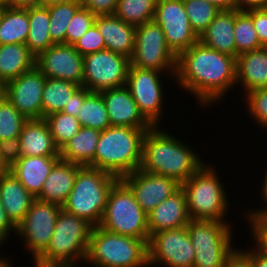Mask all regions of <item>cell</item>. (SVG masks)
Wrapping results in <instances>:
<instances>
[{"mask_svg":"<svg viewBox=\"0 0 267 267\" xmlns=\"http://www.w3.org/2000/svg\"><path fill=\"white\" fill-rule=\"evenodd\" d=\"M99 226L108 232L142 239L147 244L150 238L147 214L121 179L109 191Z\"/></svg>","mask_w":267,"mask_h":267,"instance_id":"ba28073f","label":"cell"},{"mask_svg":"<svg viewBox=\"0 0 267 267\" xmlns=\"http://www.w3.org/2000/svg\"><path fill=\"white\" fill-rule=\"evenodd\" d=\"M251 260L254 267H267V255L258 253L254 248L242 250Z\"/></svg>","mask_w":267,"mask_h":267,"instance_id":"db71d44e","label":"cell"},{"mask_svg":"<svg viewBox=\"0 0 267 267\" xmlns=\"http://www.w3.org/2000/svg\"><path fill=\"white\" fill-rule=\"evenodd\" d=\"M36 57L25 44L0 45V79L5 83L35 67Z\"/></svg>","mask_w":267,"mask_h":267,"instance_id":"f1b7e54d","label":"cell"},{"mask_svg":"<svg viewBox=\"0 0 267 267\" xmlns=\"http://www.w3.org/2000/svg\"><path fill=\"white\" fill-rule=\"evenodd\" d=\"M61 209L58 204L35 198L24 219L16 227L15 236L25 244L24 250L31 254L33 261L49 246Z\"/></svg>","mask_w":267,"mask_h":267,"instance_id":"30bf717a","label":"cell"},{"mask_svg":"<svg viewBox=\"0 0 267 267\" xmlns=\"http://www.w3.org/2000/svg\"><path fill=\"white\" fill-rule=\"evenodd\" d=\"M82 166L60 159L44 181L36 199L58 204L62 207L71 192L78 170Z\"/></svg>","mask_w":267,"mask_h":267,"instance_id":"603a6c76","label":"cell"},{"mask_svg":"<svg viewBox=\"0 0 267 267\" xmlns=\"http://www.w3.org/2000/svg\"><path fill=\"white\" fill-rule=\"evenodd\" d=\"M132 66L165 72L175 80L177 56L167 46L165 34L154 21L136 27L135 49L130 58ZM174 78V79H173Z\"/></svg>","mask_w":267,"mask_h":267,"instance_id":"9c48e42d","label":"cell"},{"mask_svg":"<svg viewBox=\"0 0 267 267\" xmlns=\"http://www.w3.org/2000/svg\"><path fill=\"white\" fill-rule=\"evenodd\" d=\"M130 59L112 52L102 50L83 56V87L90 92L126 85Z\"/></svg>","mask_w":267,"mask_h":267,"instance_id":"8fae6325","label":"cell"},{"mask_svg":"<svg viewBox=\"0 0 267 267\" xmlns=\"http://www.w3.org/2000/svg\"><path fill=\"white\" fill-rule=\"evenodd\" d=\"M242 95L267 87V47L246 52L236 58V86Z\"/></svg>","mask_w":267,"mask_h":267,"instance_id":"7402d4cb","label":"cell"},{"mask_svg":"<svg viewBox=\"0 0 267 267\" xmlns=\"http://www.w3.org/2000/svg\"><path fill=\"white\" fill-rule=\"evenodd\" d=\"M2 12H3V8L0 7V16H1Z\"/></svg>","mask_w":267,"mask_h":267,"instance_id":"be15d7a7","label":"cell"},{"mask_svg":"<svg viewBox=\"0 0 267 267\" xmlns=\"http://www.w3.org/2000/svg\"><path fill=\"white\" fill-rule=\"evenodd\" d=\"M89 93L90 91L86 87L80 86L73 93L68 104H65L62 112L77 118V116L79 115L80 106H82L85 97Z\"/></svg>","mask_w":267,"mask_h":267,"instance_id":"c3c4849f","label":"cell"},{"mask_svg":"<svg viewBox=\"0 0 267 267\" xmlns=\"http://www.w3.org/2000/svg\"><path fill=\"white\" fill-rule=\"evenodd\" d=\"M111 126L152 128L153 125L140 112L126 85L100 91Z\"/></svg>","mask_w":267,"mask_h":267,"instance_id":"ac0fdd59","label":"cell"},{"mask_svg":"<svg viewBox=\"0 0 267 267\" xmlns=\"http://www.w3.org/2000/svg\"><path fill=\"white\" fill-rule=\"evenodd\" d=\"M206 163L181 184L189 216L191 220L229 222L225 218L229 216V196L216 166Z\"/></svg>","mask_w":267,"mask_h":267,"instance_id":"5b68a950","label":"cell"},{"mask_svg":"<svg viewBox=\"0 0 267 267\" xmlns=\"http://www.w3.org/2000/svg\"><path fill=\"white\" fill-rule=\"evenodd\" d=\"M234 36L237 57L243 53L262 48L252 22V9L235 15Z\"/></svg>","mask_w":267,"mask_h":267,"instance_id":"d590c367","label":"cell"},{"mask_svg":"<svg viewBox=\"0 0 267 267\" xmlns=\"http://www.w3.org/2000/svg\"><path fill=\"white\" fill-rule=\"evenodd\" d=\"M35 66L46 78L83 84V56L72 45L54 44L36 57Z\"/></svg>","mask_w":267,"mask_h":267,"instance_id":"e0dca14e","label":"cell"},{"mask_svg":"<svg viewBox=\"0 0 267 267\" xmlns=\"http://www.w3.org/2000/svg\"><path fill=\"white\" fill-rule=\"evenodd\" d=\"M221 10L235 9V0H204Z\"/></svg>","mask_w":267,"mask_h":267,"instance_id":"9f6ffc18","label":"cell"},{"mask_svg":"<svg viewBox=\"0 0 267 267\" xmlns=\"http://www.w3.org/2000/svg\"><path fill=\"white\" fill-rule=\"evenodd\" d=\"M60 159V156H21L10 171L36 198L42 191L44 181Z\"/></svg>","mask_w":267,"mask_h":267,"instance_id":"44dd1931","label":"cell"},{"mask_svg":"<svg viewBox=\"0 0 267 267\" xmlns=\"http://www.w3.org/2000/svg\"><path fill=\"white\" fill-rule=\"evenodd\" d=\"M29 33L25 45L37 57L55 43L50 37V15L48 7L28 8Z\"/></svg>","mask_w":267,"mask_h":267,"instance_id":"f546056e","label":"cell"},{"mask_svg":"<svg viewBox=\"0 0 267 267\" xmlns=\"http://www.w3.org/2000/svg\"><path fill=\"white\" fill-rule=\"evenodd\" d=\"M118 179L104 170L82 166L62 209L86 220L93 227L99 226L109 191Z\"/></svg>","mask_w":267,"mask_h":267,"instance_id":"8992f818","label":"cell"},{"mask_svg":"<svg viewBox=\"0 0 267 267\" xmlns=\"http://www.w3.org/2000/svg\"><path fill=\"white\" fill-rule=\"evenodd\" d=\"M10 6V0H0V7L6 8Z\"/></svg>","mask_w":267,"mask_h":267,"instance_id":"6125c7cd","label":"cell"},{"mask_svg":"<svg viewBox=\"0 0 267 267\" xmlns=\"http://www.w3.org/2000/svg\"><path fill=\"white\" fill-rule=\"evenodd\" d=\"M1 250V249H0ZM12 258H9L8 256H0V267H13L12 261L10 260Z\"/></svg>","mask_w":267,"mask_h":267,"instance_id":"91938a15","label":"cell"},{"mask_svg":"<svg viewBox=\"0 0 267 267\" xmlns=\"http://www.w3.org/2000/svg\"><path fill=\"white\" fill-rule=\"evenodd\" d=\"M6 98V83L0 79V104Z\"/></svg>","mask_w":267,"mask_h":267,"instance_id":"94428289","label":"cell"},{"mask_svg":"<svg viewBox=\"0 0 267 267\" xmlns=\"http://www.w3.org/2000/svg\"><path fill=\"white\" fill-rule=\"evenodd\" d=\"M96 15L81 6L66 30V44L74 45L94 25Z\"/></svg>","mask_w":267,"mask_h":267,"instance_id":"7bdbcfd3","label":"cell"},{"mask_svg":"<svg viewBox=\"0 0 267 267\" xmlns=\"http://www.w3.org/2000/svg\"><path fill=\"white\" fill-rule=\"evenodd\" d=\"M93 226L61 209L47 249L33 267H76L85 264ZM76 264V265H75Z\"/></svg>","mask_w":267,"mask_h":267,"instance_id":"277c9868","label":"cell"},{"mask_svg":"<svg viewBox=\"0 0 267 267\" xmlns=\"http://www.w3.org/2000/svg\"><path fill=\"white\" fill-rule=\"evenodd\" d=\"M252 22L262 47H267V8L252 9Z\"/></svg>","mask_w":267,"mask_h":267,"instance_id":"7dc6e473","label":"cell"},{"mask_svg":"<svg viewBox=\"0 0 267 267\" xmlns=\"http://www.w3.org/2000/svg\"><path fill=\"white\" fill-rule=\"evenodd\" d=\"M266 169V171H265V174H263L264 175V177L262 178L263 180L261 181V183H262V186H260L261 187V189H260V197H261V199H262V202H264V203H261V201H260V204H262V206L261 207H258V208H253L252 210H251V208L248 210V208H247V213H261V214H267V167L265 168Z\"/></svg>","mask_w":267,"mask_h":267,"instance_id":"f5cc1de1","label":"cell"},{"mask_svg":"<svg viewBox=\"0 0 267 267\" xmlns=\"http://www.w3.org/2000/svg\"><path fill=\"white\" fill-rule=\"evenodd\" d=\"M164 126H153L143 138L142 163L139 169L184 183L204 163L194 148L173 136ZM163 129V130H162Z\"/></svg>","mask_w":267,"mask_h":267,"instance_id":"7a4b0ae2","label":"cell"},{"mask_svg":"<svg viewBox=\"0 0 267 267\" xmlns=\"http://www.w3.org/2000/svg\"><path fill=\"white\" fill-rule=\"evenodd\" d=\"M44 120L59 150L82 128L77 118L62 111L51 113L44 117Z\"/></svg>","mask_w":267,"mask_h":267,"instance_id":"8d00e7d4","label":"cell"},{"mask_svg":"<svg viewBox=\"0 0 267 267\" xmlns=\"http://www.w3.org/2000/svg\"><path fill=\"white\" fill-rule=\"evenodd\" d=\"M260 8H267V0H235V9L238 11Z\"/></svg>","mask_w":267,"mask_h":267,"instance_id":"816d5d0a","label":"cell"},{"mask_svg":"<svg viewBox=\"0 0 267 267\" xmlns=\"http://www.w3.org/2000/svg\"><path fill=\"white\" fill-rule=\"evenodd\" d=\"M10 6L22 9L40 7L41 0H10Z\"/></svg>","mask_w":267,"mask_h":267,"instance_id":"11a10c76","label":"cell"},{"mask_svg":"<svg viewBox=\"0 0 267 267\" xmlns=\"http://www.w3.org/2000/svg\"><path fill=\"white\" fill-rule=\"evenodd\" d=\"M148 231L152 236L157 232L178 229L191 221L188 213L186 195L180 187L169 198L156 206L147 214Z\"/></svg>","mask_w":267,"mask_h":267,"instance_id":"d6986e66","label":"cell"},{"mask_svg":"<svg viewBox=\"0 0 267 267\" xmlns=\"http://www.w3.org/2000/svg\"><path fill=\"white\" fill-rule=\"evenodd\" d=\"M34 199L11 171L0 178V200L15 227L22 222Z\"/></svg>","mask_w":267,"mask_h":267,"instance_id":"d4e9b609","label":"cell"},{"mask_svg":"<svg viewBox=\"0 0 267 267\" xmlns=\"http://www.w3.org/2000/svg\"><path fill=\"white\" fill-rule=\"evenodd\" d=\"M94 24L104 38L105 47L114 53L131 58L135 49L136 27L115 15H98Z\"/></svg>","mask_w":267,"mask_h":267,"instance_id":"ffe728a7","label":"cell"},{"mask_svg":"<svg viewBox=\"0 0 267 267\" xmlns=\"http://www.w3.org/2000/svg\"><path fill=\"white\" fill-rule=\"evenodd\" d=\"M148 267H193L195 250L187 227L165 230L150 236Z\"/></svg>","mask_w":267,"mask_h":267,"instance_id":"4fadbf2b","label":"cell"},{"mask_svg":"<svg viewBox=\"0 0 267 267\" xmlns=\"http://www.w3.org/2000/svg\"><path fill=\"white\" fill-rule=\"evenodd\" d=\"M151 128L110 126L101 131L94 157V168L119 179L133 173L142 163L143 138Z\"/></svg>","mask_w":267,"mask_h":267,"instance_id":"3957f363","label":"cell"},{"mask_svg":"<svg viewBox=\"0 0 267 267\" xmlns=\"http://www.w3.org/2000/svg\"><path fill=\"white\" fill-rule=\"evenodd\" d=\"M118 0H81L82 6L94 15H114Z\"/></svg>","mask_w":267,"mask_h":267,"instance_id":"bcb514c9","label":"cell"},{"mask_svg":"<svg viewBox=\"0 0 267 267\" xmlns=\"http://www.w3.org/2000/svg\"><path fill=\"white\" fill-rule=\"evenodd\" d=\"M0 156L11 168L22 156L19 137L0 141Z\"/></svg>","mask_w":267,"mask_h":267,"instance_id":"f6af8a7d","label":"cell"},{"mask_svg":"<svg viewBox=\"0 0 267 267\" xmlns=\"http://www.w3.org/2000/svg\"><path fill=\"white\" fill-rule=\"evenodd\" d=\"M241 101H245L246 110L252 120L263 129V133L267 131V87L252 90L244 95Z\"/></svg>","mask_w":267,"mask_h":267,"instance_id":"ab89813d","label":"cell"},{"mask_svg":"<svg viewBox=\"0 0 267 267\" xmlns=\"http://www.w3.org/2000/svg\"><path fill=\"white\" fill-rule=\"evenodd\" d=\"M77 119L82 127H89L100 131L110 127L108 111L102 94L100 92H90L84 99L82 106H80L79 115Z\"/></svg>","mask_w":267,"mask_h":267,"instance_id":"d6a6232c","label":"cell"},{"mask_svg":"<svg viewBox=\"0 0 267 267\" xmlns=\"http://www.w3.org/2000/svg\"><path fill=\"white\" fill-rule=\"evenodd\" d=\"M79 87L67 80L46 78L42 92V119L51 113L61 112Z\"/></svg>","mask_w":267,"mask_h":267,"instance_id":"1f68e13d","label":"cell"},{"mask_svg":"<svg viewBox=\"0 0 267 267\" xmlns=\"http://www.w3.org/2000/svg\"><path fill=\"white\" fill-rule=\"evenodd\" d=\"M29 33L28 9L6 7L0 16V45L25 44Z\"/></svg>","mask_w":267,"mask_h":267,"instance_id":"4dcf8cb0","label":"cell"},{"mask_svg":"<svg viewBox=\"0 0 267 267\" xmlns=\"http://www.w3.org/2000/svg\"><path fill=\"white\" fill-rule=\"evenodd\" d=\"M236 9L221 10L199 37L206 46L237 58L234 25Z\"/></svg>","mask_w":267,"mask_h":267,"instance_id":"cb8c5ba5","label":"cell"},{"mask_svg":"<svg viewBox=\"0 0 267 267\" xmlns=\"http://www.w3.org/2000/svg\"><path fill=\"white\" fill-rule=\"evenodd\" d=\"M164 72L130 65L126 86L137 103L140 112L153 125L160 126L164 111ZM164 90V91H163Z\"/></svg>","mask_w":267,"mask_h":267,"instance_id":"7c38bea8","label":"cell"},{"mask_svg":"<svg viewBox=\"0 0 267 267\" xmlns=\"http://www.w3.org/2000/svg\"><path fill=\"white\" fill-rule=\"evenodd\" d=\"M192 30L200 37L221 11L217 6L204 0H183Z\"/></svg>","mask_w":267,"mask_h":267,"instance_id":"74e56055","label":"cell"},{"mask_svg":"<svg viewBox=\"0 0 267 267\" xmlns=\"http://www.w3.org/2000/svg\"><path fill=\"white\" fill-rule=\"evenodd\" d=\"M154 21L161 27L167 46L177 57L199 41L190 26L183 0H157Z\"/></svg>","mask_w":267,"mask_h":267,"instance_id":"5bb4252c","label":"cell"},{"mask_svg":"<svg viewBox=\"0 0 267 267\" xmlns=\"http://www.w3.org/2000/svg\"><path fill=\"white\" fill-rule=\"evenodd\" d=\"M100 134V130L82 127L59 150L60 158L63 161L94 168V157Z\"/></svg>","mask_w":267,"mask_h":267,"instance_id":"83f0119b","label":"cell"},{"mask_svg":"<svg viewBox=\"0 0 267 267\" xmlns=\"http://www.w3.org/2000/svg\"><path fill=\"white\" fill-rule=\"evenodd\" d=\"M10 171L9 166L2 160L0 156V178Z\"/></svg>","mask_w":267,"mask_h":267,"instance_id":"680465c9","label":"cell"},{"mask_svg":"<svg viewBox=\"0 0 267 267\" xmlns=\"http://www.w3.org/2000/svg\"><path fill=\"white\" fill-rule=\"evenodd\" d=\"M236 247L194 248L193 267H225L228 258L236 251Z\"/></svg>","mask_w":267,"mask_h":267,"instance_id":"60d3db41","label":"cell"},{"mask_svg":"<svg viewBox=\"0 0 267 267\" xmlns=\"http://www.w3.org/2000/svg\"><path fill=\"white\" fill-rule=\"evenodd\" d=\"M85 264L90 267H148L147 243L93 227Z\"/></svg>","mask_w":267,"mask_h":267,"instance_id":"52a82bcc","label":"cell"},{"mask_svg":"<svg viewBox=\"0 0 267 267\" xmlns=\"http://www.w3.org/2000/svg\"><path fill=\"white\" fill-rule=\"evenodd\" d=\"M81 6V0H69L65 3L48 6L50 15V37L55 44H66L67 27Z\"/></svg>","mask_w":267,"mask_h":267,"instance_id":"836d02e7","label":"cell"},{"mask_svg":"<svg viewBox=\"0 0 267 267\" xmlns=\"http://www.w3.org/2000/svg\"><path fill=\"white\" fill-rule=\"evenodd\" d=\"M131 190L142 210L148 214L180 187L176 180L137 169L120 178Z\"/></svg>","mask_w":267,"mask_h":267,"instance_id":"2e32d148","label":"cell"},{"mask_svg":"<svg viewBox=\"0 0 267 267\" xmlns=\"http://www.w3.org/2000/svg\"><path fill=\"white\" fill-rule=\"evenodd\" d=\"M69 0H41V6L48 7L54 4L68 2Z\"/></svg>","mask_w":267,"mask_h":267,"instance_id":"6f0895ef","label":"cell"},{"mask_svg":"<svg viewBox=\"0 0 267 267\" xmlns=\"http://www.w3.org/2000/svg\"><path fill=\"white\" fill-rule=\"evenodd\" d=\"M230 224L224 221L191 220L186 227L194 248L236 247L232 244L234 226Z\"/></svg>","mask_w":267,"mask_h":267,"instance_id":"4316f807","label":"cell"},{"mask_svg":"<svg viewBox=\"0 0 267 267\" xmlns=\"http://www.w3.org/2000/svg\"><path fill=\"white\" fill-rule=\"evenodd\" d=\"M157 0H118L114 15L135 27L154 20Z\"/></svg>","mask_w":267,"mask_h":267,"instance_id":"e575fe53","label":"cell"},{"mask_svg":"<svg viewBox=\"0 0 267 267\" xmlns=\"http://www.w3.org/2000/svg\"><path fill=\"white\" fill-rule=\"evenodd\" d=\"M225 267H254L252 260L239 247L228 258Z\"/></svg>","mask_w":267,"mask_h":267,"instance_id":"f907efd6","label":"cell"},{"mask_svg":"<svg viewBox=\"0 0 267 267\" xmlns=\"http://www.w3.org/2000/svg\"><path fill=\"white\" fill-rule=\"evenodd\" d=\"M73 46L82 56L106 49L104 38L95 24Z\"/></svg>","mask_w":267,"mask_h":267,"instance_id":"ee69618b","label":"cell"},{"mask_svg":"<svg viewBox=\"0 0 267 267\" xmlns=\"http://www.w3.org/2000/svg\"><path fill=\"white\" fill-rule=\"evenodd\" d=\"M243 220L248 221L247 226H250L248 232L251 235L253 243L256 245L253 248L261 254L267 255V214L261 213H246ZM251 231V232H250ZM252 233V234H251Z\"/></svg>","mask_w":267,"mask_h":267,"instance_id":"b9f144b4","label":"cell"},{"mask_svg":"<svg viewBox=\"0 0 267 267\" xmlns=\"http://www.w3.org/2000/svg\"><path fill=\"white\" fill-rule=\"evenodd\" d=\"M22 156H59L49 127L44 119L27 120L20 136Z\"/></svg>","mask_w":267,"mask_h":267,"instance_id":"484cf974","label":"cell"},{"mask_svg":"<svg viewBox=\"0 0 267 267\" xmlns=\"http://www.w3.org/2000/svg\"><path fill=\"white\" fill-rule=\"evenodd\" d=\"M16 234V227L9 220L7 213L0 200V249L4 246L6 241L8 242L12 233Z\"/></svg>","mask_w":267,"mask_h":267,"instance_id":"681fc988","label":"cell"},{"mask_svg":"<svg viewBox=\"0 0 267 267\" xmlns=\"http://www.w3.org/2000/svg\"><path fill=\"white\" fill-rule=\"evenodd\" d=\"M27 119L5 98L0 104V141L19 137Z\"/></svg>","mask_w":267,"mask_h":267,"instance_id":"f35d334b","label":"cell"},{"mask_svg":"<svg viewBox=\"0 0 267 267\" xmlns=\"http://www.w3.org/2000/svg\"><path fill=\"white\" fill-rule=\"evenodd\" d=\"M46 77L35 66L6 83V98L27 119H42V92Z\"/></svg>","mask_w":267,"mask_h":267,"instance_id":"9a60e30c","label":"cell"},{"mask_svg":"<svg viewBox=\"0 0 267 267\" xmlns=\"http://www.w3.org/2000/svg\"><path fill=\"white\" fill-rule=\"evenodd\" d=\"M175 82L197 105L212 108L236 85V58L198 41L177 57Z\"/></svg>","mask_w":267,"mask_h":267,"instance_id":"6da1fadb","label":"cell"}]
</instances>
